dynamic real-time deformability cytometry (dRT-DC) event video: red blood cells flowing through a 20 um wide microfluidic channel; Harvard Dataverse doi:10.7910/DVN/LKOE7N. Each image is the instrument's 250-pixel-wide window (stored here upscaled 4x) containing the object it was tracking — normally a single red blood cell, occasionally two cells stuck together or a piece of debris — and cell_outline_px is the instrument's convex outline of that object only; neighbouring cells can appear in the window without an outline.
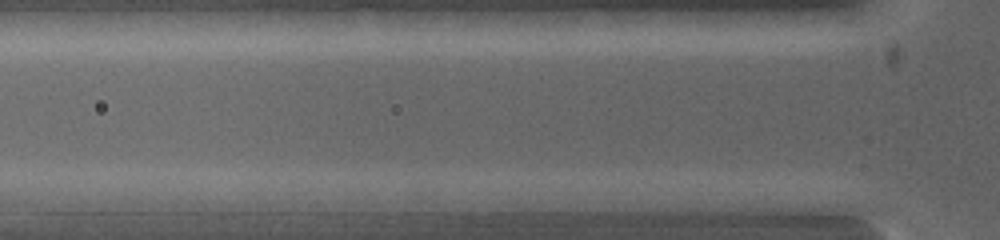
{"species": "common noctule bat (a hibernating species)", "species_latin": "Nyctalus noctula", "temperature_condition": "warm", "stored_images_in_passage": 2, "segment_of_instrument_passage": [2, 2], "camera_frame_rate_fps": 5000, "um_per_image_px": 0.085, "animal": {"sex": "female", "body_mass_g": 19.0, "forearm_length_mm": 53.3}, "frame": {"image": 1, "passage_image": 2, "time_ms": 0.2, "image_size_px": [1000, 240], "cell_outline_px": [[788, 200], [780, 216], [776, 216], [640, 208], [628, 200], [636, 192], [732, 192]], "centroid_in_image_um": [60.39, 17.22], "position_along_channel_um": 65.4, "area_um2": 20.46}}